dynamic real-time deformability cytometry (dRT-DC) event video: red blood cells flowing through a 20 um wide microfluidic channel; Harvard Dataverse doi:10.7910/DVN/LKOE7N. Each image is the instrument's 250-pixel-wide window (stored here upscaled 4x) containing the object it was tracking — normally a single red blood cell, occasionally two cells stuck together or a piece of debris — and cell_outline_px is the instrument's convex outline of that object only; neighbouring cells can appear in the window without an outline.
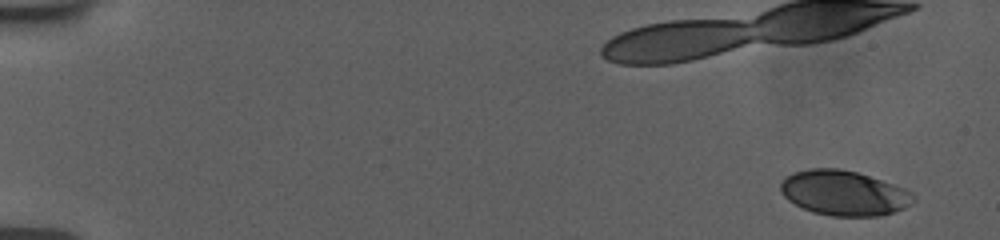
{"species": "human", "species_latin": "Homo sapiens", "temperature_condition": "room temperature", "stored_images_in_passage": 5, "camera_frame_rate_fps": 3000, "um_per_image_px": 0.085, "donor": {"sex": "female"}, "frame": {"image": 1, "passage_image": 1, "time_ms": 0.0, "image_size_px": [1000, 240], "cell_outline_px": [[916, 200], [904, 208], [880, 216], [832, 216], [812, 212], [788, 200], [780, 192], [780, 184], [792, 172], [812, 168], [836, 168], [856, 172], [904, 188], [912, 192]], "centroid_in_image_um": [71.72, 16.41], "position_along_channel_um": 13.3, "area_um2": 34.56}}